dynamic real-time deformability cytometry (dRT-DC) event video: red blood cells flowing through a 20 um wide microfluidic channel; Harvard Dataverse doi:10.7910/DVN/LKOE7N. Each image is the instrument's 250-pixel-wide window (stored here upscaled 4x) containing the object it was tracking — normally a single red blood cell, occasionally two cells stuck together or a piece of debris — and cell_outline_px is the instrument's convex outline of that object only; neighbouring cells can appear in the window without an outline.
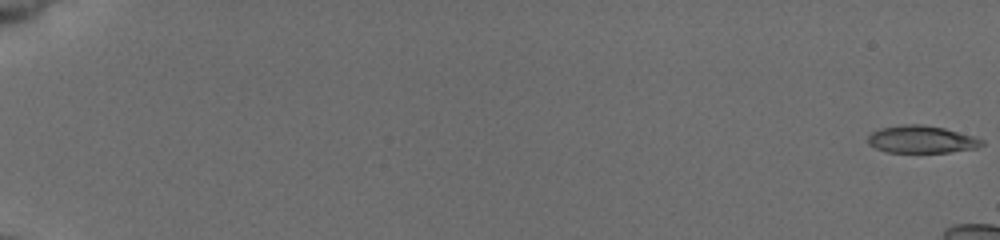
{"species": "common noctule bat (a hibernating species)", "species_latin": "Nyctalus noctula", "temperature_condition": "cold", "stored_images_in_passage": 11, "camera_frame_rate_fps": 3000, "um_per_image_px": 0.085, "animal": {"sex": "female", "body_mass_g": 19.5, "forearm_length_mm": 54.1}, "frame": {"image": 1, "passage_image": 1, "time_ms": 0.0, "image_size_px": [1000, 240], "cell_outline_px": [[984, 144], [976, 148], [948, 152], [888, 152], [876, 148], [868, 144], [868, 136], [872, 132], [880, 128], [904, 124], [920, 124], [944, 128], [972, 136], [984, 140]], "centroid_in_image_um": [78.31, 11.84], "position_along_channel_um": 6.7, "area_um2": 18.03}}